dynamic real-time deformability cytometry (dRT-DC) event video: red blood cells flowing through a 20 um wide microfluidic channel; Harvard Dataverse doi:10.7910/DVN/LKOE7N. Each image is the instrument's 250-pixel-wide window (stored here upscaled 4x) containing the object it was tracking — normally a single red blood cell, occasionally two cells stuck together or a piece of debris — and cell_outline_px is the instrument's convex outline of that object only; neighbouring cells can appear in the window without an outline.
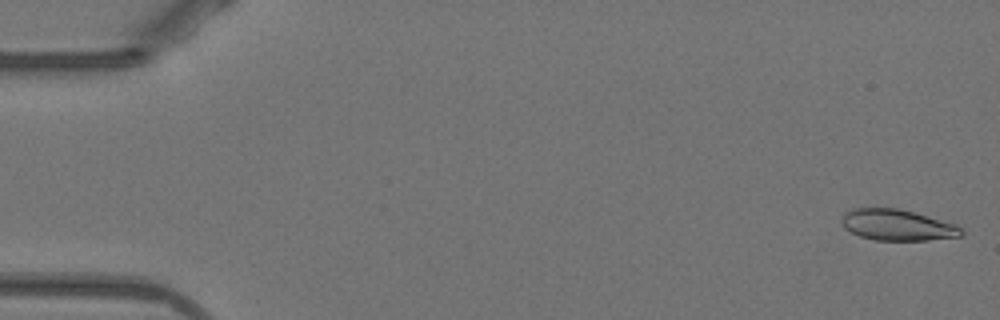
{"species": "Egyptian fruit bat (a non-hibernating species)", "species_latin": "Rousettus aegyptiacus", "temperature_condition": "warm", "stored_images_in_passage": 51, "camera_frame_rate_fps": 3000, "um_per_image_px": 0.085, "animal": {"sex": "female"}, "frame": {"image": 1, "passage_image": 1, "time_ms": 0.0, "image_size_px": [1000, 320], "cell_outline_px": [[964, 232], [960, 236], [928, 240], [876, 240], [860, 236], [844, 228], [840, 224], [840, 220], [844, 212], [852, 208], [900, 208], [956, 224]], "centroid_in_image_um": [76.23, 19.11], "position_along_channel_um": 8.8, "area_um2": 21.73}}
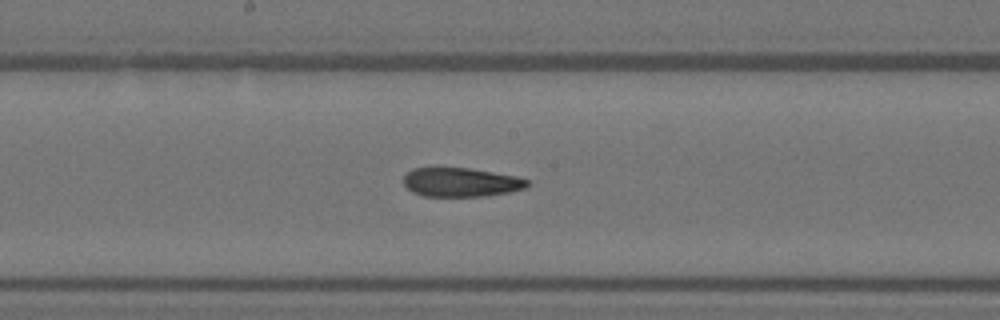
{"frame": {"image": 2, "passage_image": 27, "time_ms": 8.667, "image_size_px": [1000, 320], "cell_outline_px": [[532, 184], [528, 188], [508, 192], [484, 196], [424, 196], [412, 192], [404, 184], [404, 176], [412, 168], [436, 164], [468, 168], [516, 176], [528, 180]], "centroid_in_image_um": [39.14, 15.44], "position_along_channel_um": 209.1, "area_um2": 21.68}}
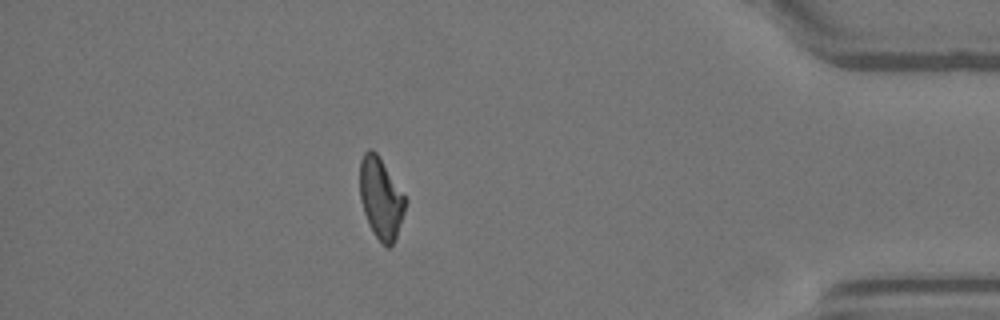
{"frame": {"image": 3, "passage_image": 45, "time_ms": 14.667, "image_size_px": [1000, 320], "cell_outline_px": [[408, 200], [396, 236], [392, 244], [388, 248], [372, 232], [368, 224], [360, 200], [360, 160], [364, 152], [368, 148], [372, 148], [376, 152]], "centroid_in_image_um": [32.36, 16.82], "position_along_channel_um": 402.8, "area_um2": 21.39}, "authors_computed_cell_mechanics": {"area_um2": 22.0218, "velocity_mm_per_s": 3.9378, "shape_relaxation_time_tau1_ms": null, "shape_relaxation_time_tau2_ms": 3.4989, "deformation_change_tau1": null, "deformation_change_tau2": 0.11}}